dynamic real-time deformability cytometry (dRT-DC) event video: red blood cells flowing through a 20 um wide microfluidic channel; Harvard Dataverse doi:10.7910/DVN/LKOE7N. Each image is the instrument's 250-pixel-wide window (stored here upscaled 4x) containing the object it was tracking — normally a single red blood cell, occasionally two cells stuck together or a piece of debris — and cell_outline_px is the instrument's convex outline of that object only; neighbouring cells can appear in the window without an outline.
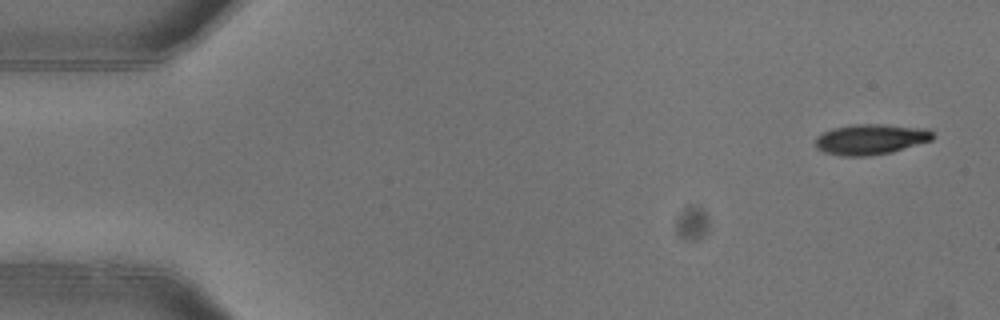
{"species": "common noctule bat (a hibernating species)", "species_latin": "Nyctalus noctula", "temperature_condition": "warm", "stored_images_in_passage": 6, "camera_frame_rate_fps": 3000, "um_per_image_px": 0.085, "animal": {"sex": "female"}, "frame": {"image": 1, "passage_image": 1, "time_ms": 0.0, "image_size_px": [1000, 320], "cell_outline_px": [[932, 140], [892, 152], [868, 156], [840, 156], [824, 152], [816, 148], [816, 136], [832, 128], [852, 124], [880, 124], [928, 128], [932, 132]], "centroid_in_image_um": [73.99, 11.84], "position_along_channel_um": 11.0, "area_um2": 20.92}}
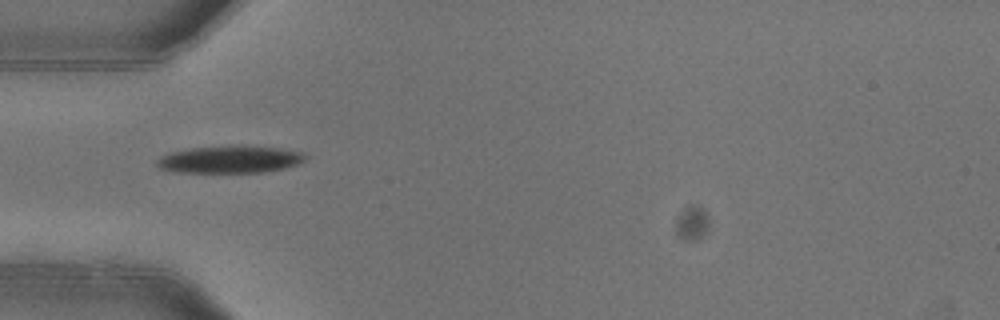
{"frame": {"image": 2, "passage_image": 5, "time_ms": 1.333, "image_size_px": [1000, 320], "cell_outline_px": [[308, 156], [304, 160], [296, 164], [284, 168], [260, 172], [172, 172], [160, 168], [156, 164], [156, 160], [160, 156], [168, 152], [192, 148], [232, 144], [276, 148], [300, 152]], "centroid_in_image_um": [19.47, 13.53], "position_along_channel_um": 65.5, "area_um2": 23.7}}
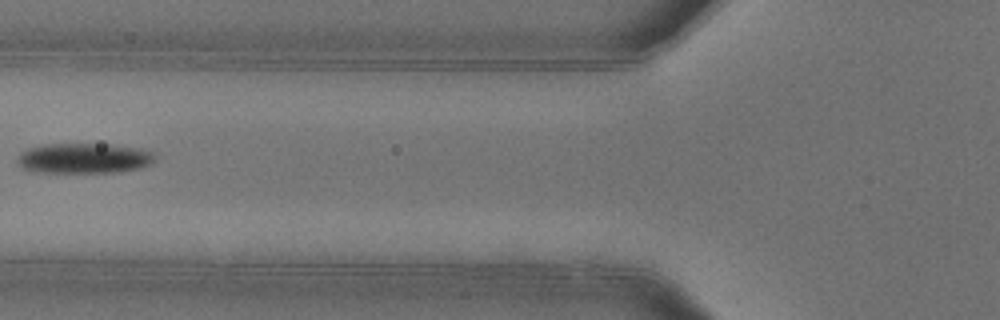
{"frame": {"image": 3, "passage_image": 6, "time_ms": 1.667, "image_size_px": [1000, 320], "cell_outline_px": [[156, 160], [152, 164], [140, 168], [120, 172], [40, 172], [24, 168], [16, 164], [16, 160], [20, 152], [28, 148], [44, 144], [112, 144], [144, 148], [156, 152]], "centroid_in_image_um": [7.22, 13.44], "position_along_channel_um": 118.6, "area_um2": 24.74}}